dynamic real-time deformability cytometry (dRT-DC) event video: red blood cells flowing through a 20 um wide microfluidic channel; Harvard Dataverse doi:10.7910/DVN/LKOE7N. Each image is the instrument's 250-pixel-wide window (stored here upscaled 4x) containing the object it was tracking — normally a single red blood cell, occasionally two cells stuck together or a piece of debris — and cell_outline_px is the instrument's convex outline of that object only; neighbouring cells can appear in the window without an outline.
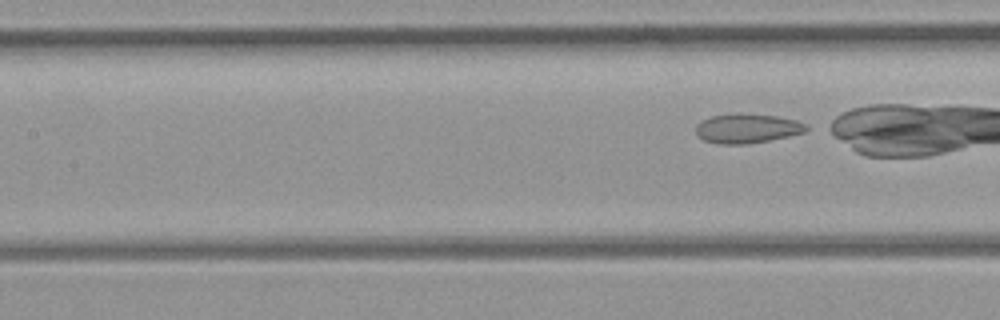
{"species": "common noctule bat (a hibernating species)", "species_latin": "Nyctalus noctula", "temperature_condition": "room temperature", "stored_images_in_passage": 8, "segment_of_instrument_passage": [2, 2], "camera_frame_rate_fps": 3000, "um_per_image_px": 0.085, "animal": {"sex": "female", "body_mass_g": 21.9}, "frame": {"image": 1, "passage_image": 8, "time_ms": 8.667, "image_size_px": [1000, 320], "cell_outline_px": [[812, 128], [804, 132], [788, 136], [748, 144], [720, 144], [704, 140], [696, 136], [696, 124], [700, 120], [712, 116], [776, 116], [796, 120], [808, 124]], "centroid_in_image_um": [63.53, 10.96], "position_along_channel_um": 143.9, "area_um2": 18.32}}